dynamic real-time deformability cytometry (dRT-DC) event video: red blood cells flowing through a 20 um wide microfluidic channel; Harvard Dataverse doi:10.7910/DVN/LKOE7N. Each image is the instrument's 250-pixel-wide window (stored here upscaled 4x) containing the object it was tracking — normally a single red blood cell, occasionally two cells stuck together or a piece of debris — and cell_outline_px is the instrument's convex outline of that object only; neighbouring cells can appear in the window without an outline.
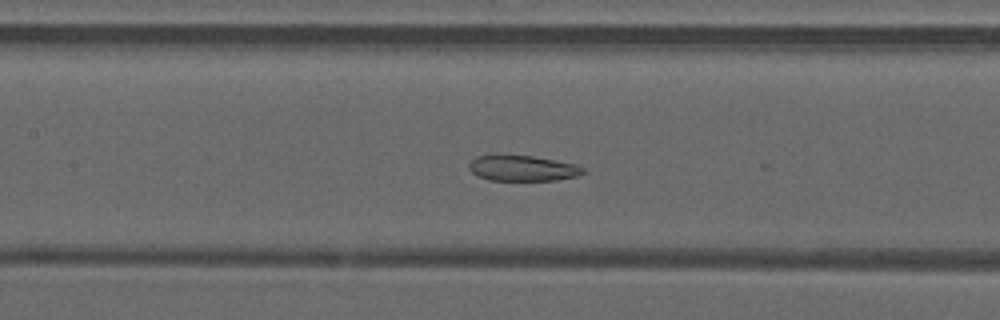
{"species": "common noctule bat (a hibernating species)", "species_latin": "Nyctalus noctula", "temperature_condition": "warm", "stored_images_in_passage": 46, "camera_frame_rate_fps": 3000, "um_per_image_px": 0.085, "animal": {"sex": "male", "forearm_length_mm": 52.5}, "frame": {"image": 1, "passage_image": 20, "time_ms": 6.333, "image_size_px": [1000, 320], "cell_outline_px": [[584, 172], [576, 176], [556, 180], [488, 180], [476, 176], [468, 168], [468, 164], [476, 156], [492, 152], [496, 152], [532, 156], [556, 160], [576, 164], [584, 168]], "centroid_in_image_um": [44.32, 14.25], "position_along_channel_um": 163.1, "area_um2": 17.69}}
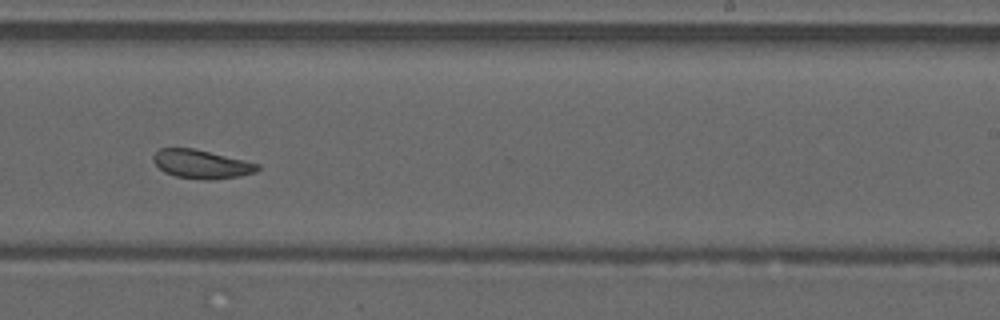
{"frame": {"image": 2, "passage_image": 28, "time_ms": 9.0, "image_size_px": [1000, 320], "cell_outline_px": [[260, 168], [256, 172], [240, 176], [212, 180], [204, 180], [176, 176], [164, 172], [152, 160], [152, 156], [160, 148], [192, 148], [244, 160], [260, 164]], "centroid_in_image_um": [17.13, 13.96], "position_along_channel_um": 271.9, "area_um2": 17.34}}
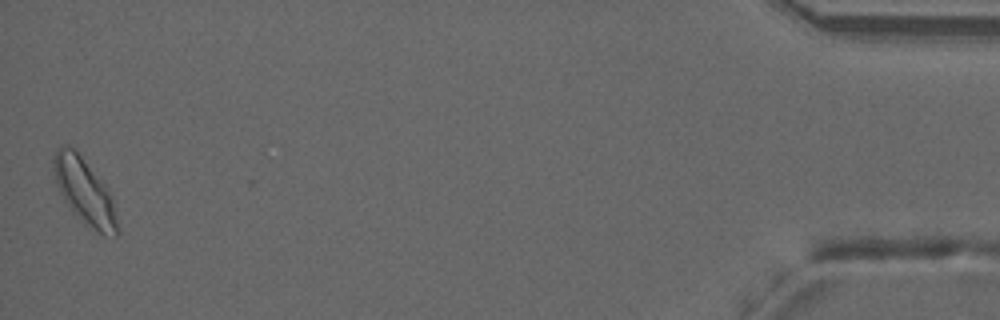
{"frame": {"image": 3, "passage_image": 46, "time_ms": 15.0, "image_size_px": [1000, 320], "cell_outline_px": [[120, 232], [116, 236], [104, 236], [84, 224], [68, 208], [56, 184], [52, 168], [52, 160], [60, 144], [68, 144], [80, 156], [104, 184], [112, 200], [120, 228]], "centroid_in_image_um": [7.17, 16.32], "position_along_channel_um": 428.0, "area_um2": 24.45}, "authors_computed_cell_mechanics": {"area_um2": 19.3341, "velocity_mm_per_s": 4.0979, "shape_relaxation_time_tau1_ms": null, "shape_relaxation_time_tau2_ms": 1.7798, "deformation_change_tau1": null, "deformation_change_tau2": 0.0843}}